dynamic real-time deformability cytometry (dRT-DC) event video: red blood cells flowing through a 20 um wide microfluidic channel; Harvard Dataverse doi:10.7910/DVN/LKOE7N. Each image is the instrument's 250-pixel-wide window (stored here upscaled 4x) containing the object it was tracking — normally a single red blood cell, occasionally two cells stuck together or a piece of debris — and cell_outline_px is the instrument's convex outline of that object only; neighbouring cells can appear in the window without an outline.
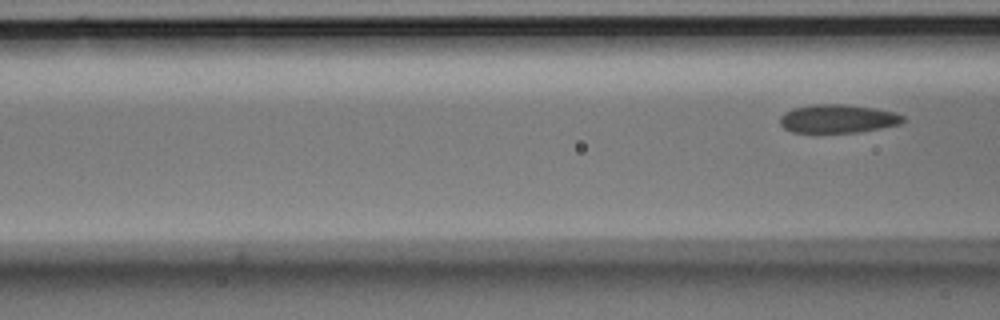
{"species": "Egyptian fruit bat (a non-hibernating species)", "species_latin": "Rousettus aegyptiacus", "temperature_condition": "room temperature", "stored_images_in_passage": 6, "segment_of_instrument_passage": [2, 2], "camera_frame_rate_fps": 3000, "um_per_image_px": 0.085, "animal": {"sex": "male"}, "frame": {"image": 1, "passage_image": 6, "time_ms": 1.667, "image_size_px": [1000, 320], "cell_outline_px": [[904, 120], [900, 124], [880, 128], [856, 132], [792, 132], [784, 128], [780, 124], [780, 116], [784, 112], [792, 108], [812, 104], [844, 104], [876, 108], [896, 112], [904, 116]], "centroid_in_image_um": [71.2, 10.07], "position_along_channel_um": 95.4, "area_um2": 20.46}}